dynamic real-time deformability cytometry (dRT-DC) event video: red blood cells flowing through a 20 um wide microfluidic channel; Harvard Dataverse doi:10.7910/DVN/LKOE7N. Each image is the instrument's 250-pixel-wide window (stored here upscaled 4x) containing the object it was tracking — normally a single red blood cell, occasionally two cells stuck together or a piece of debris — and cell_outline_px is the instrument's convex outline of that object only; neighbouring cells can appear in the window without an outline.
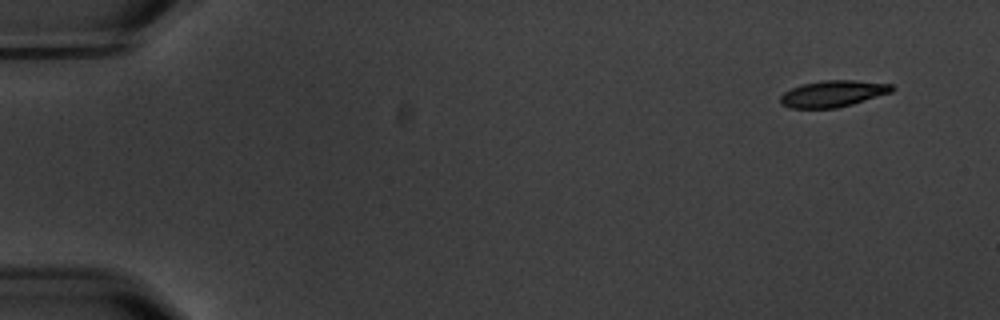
{"species": "common noctule bat (a hibernating species)", "species_latin": "Nyctalus noctula", "temperature_condition": "warm", "stored_images_in_passage": 5, "camera_frame_rate_fps": 3000, "um_per_image_px": 0.085, "animal": {"sex": "male", "body_mass_g": 20.1, "forearm_length_mm": 53.5}, "frame": {"image": 1, "passage_image": 1, "time_ms": 0.0, "image_size_px": [1000, 320], "cell_outline_px": [[896, 88], [892, 92], [852, 104], [836, 108], [792, 108], [780, 104], [780, 96], [784, 92], [792, 88], [804, 84], [824, 80], [856, 80], [892, 84]], "centroid_in_image_um": [70.82, 7.96], "position_along_channel_um": 14.2, "area_um2": 17.17}}